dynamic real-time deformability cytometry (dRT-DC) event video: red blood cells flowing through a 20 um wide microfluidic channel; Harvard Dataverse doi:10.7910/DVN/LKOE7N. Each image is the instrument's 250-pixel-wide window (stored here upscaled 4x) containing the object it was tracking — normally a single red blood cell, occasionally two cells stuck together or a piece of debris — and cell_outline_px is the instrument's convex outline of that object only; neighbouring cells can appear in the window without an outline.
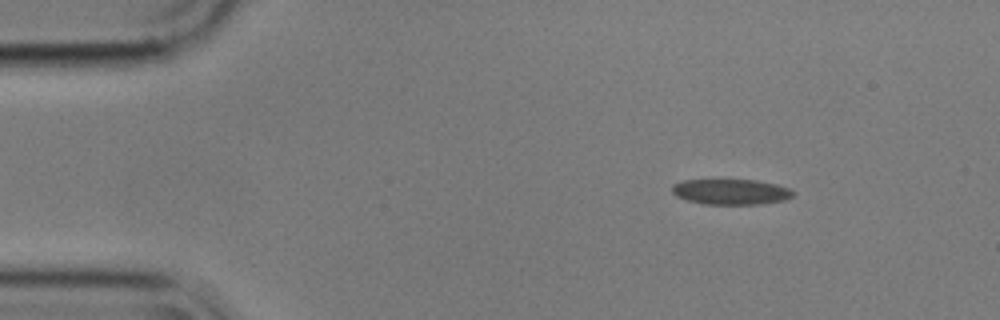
{"species": "common noctule bat (a hibernating species)", "species_latin": "Nyctalus noctula", "temperature_condition": "cold", "stored_images_in_passage": 50, "camera_frame_rate_fps": 3000, "um_per_image_px": 0.085, "animal": {"sex": "male", "body_mass_g": 17.9}, "frame": {"image": 1, "passage_image": 1, "time_ms": 0.0, "image_size_px": [1000, 320], "cell_outline_px": [[796, 192], [792, 196], [784, 200], [760, 204], [704, 204], [688, 200], [676, 196], [672, 192], [672, 184], [684, 180], [756, 180], [776, 184], [792, 188]], "centroid_in_image_um": [62.16, 16.3], "position_along_channel_um": 22.8, "area_um2": 18.03}}
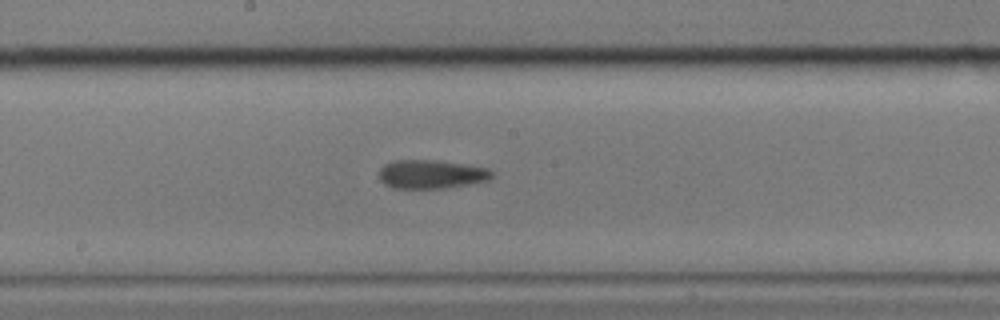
{"frame": {"image": 2, "passage_image": 23, "time_ms": 7.333, "image_size_px": [1000, 320], "cell_outline_px": [[496, 172], [492, 180], [444, 188], [392, 188], [384, 184], [380, 180], [380, 168], [384, 164], [396, 160], [436, 160], [488, 168]], "centroid_in_image_um": [36.7, 14.81], "position_along_channel_um": 211.5, "area_um2": 19.02}}
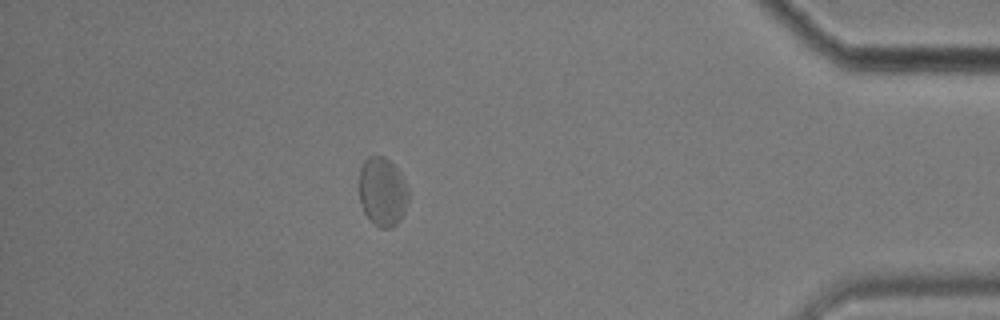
{"frame": {"image": 3, "passage_image": 43, "time_ms": 14.0, "image_size_px": [1000, 320], "cell_outline_px": [[408, 204], [400, 220], [392, 228], [380, 228], [364, 212], [360, 204], [360, 168], [364, 160], [368, 156], [384, 156], [400, 172], [408, 188]], "centroid_in_image_um": [32.52, 16.29], "position_along_channel_um": 402.7, "area_um2": 19.71}, "authors_computed_cell_mechanics": {"area_um2": 18.9584, "velocity_mm_per_s": 3.5181, "shape_relaxation_time_tau1_ms": 3.3386, "shape_relaxation_time_tau2_ms": 2.7852, "deformation_change_tau1": 0.0687, "deformation_change_tau2": 0.0876}}